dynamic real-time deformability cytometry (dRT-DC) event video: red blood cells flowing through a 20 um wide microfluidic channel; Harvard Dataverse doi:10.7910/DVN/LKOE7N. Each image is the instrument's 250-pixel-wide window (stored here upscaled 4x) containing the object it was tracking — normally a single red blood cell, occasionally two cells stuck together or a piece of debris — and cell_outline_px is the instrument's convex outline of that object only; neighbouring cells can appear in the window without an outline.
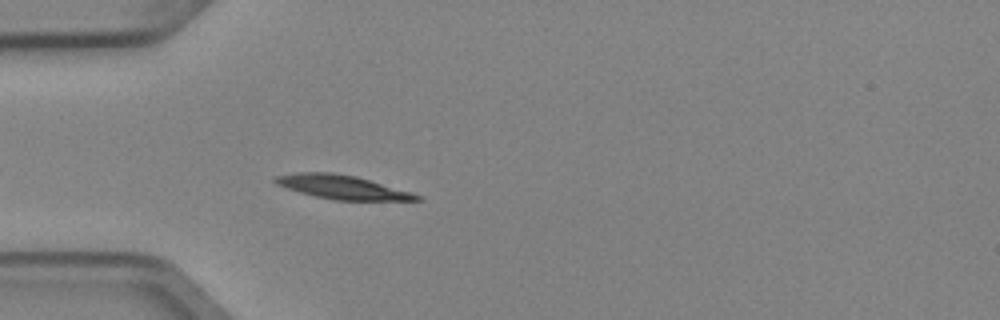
{"species": "Egyptian fruit bat (a non-hibernating species)", "species_latin": "Rousettus aegyptiacus", "temperature_condition": "cold", "stored_images_in_passage": 5, "camera_frame_rate_fps": 3000, "um_per_image_px": 0.085, "animal": {"sex": "female"}, "frame": {"image": 1, "passage_image": 5, "time_ms": 1.333, "image_size_px": [1000, 320], "cell_outline_px": [[424, 200], [336, 200], [316, 196], [300, 192], [276, 184], [272, 180], [276, 176], [300, 172], [332, 172], [356, 176], [412, 192], [424, 196]], "centroid_in_image_um": [29.14, 15.9], "position_along_channel_um": 55.9, "area_um2": 19.54}}